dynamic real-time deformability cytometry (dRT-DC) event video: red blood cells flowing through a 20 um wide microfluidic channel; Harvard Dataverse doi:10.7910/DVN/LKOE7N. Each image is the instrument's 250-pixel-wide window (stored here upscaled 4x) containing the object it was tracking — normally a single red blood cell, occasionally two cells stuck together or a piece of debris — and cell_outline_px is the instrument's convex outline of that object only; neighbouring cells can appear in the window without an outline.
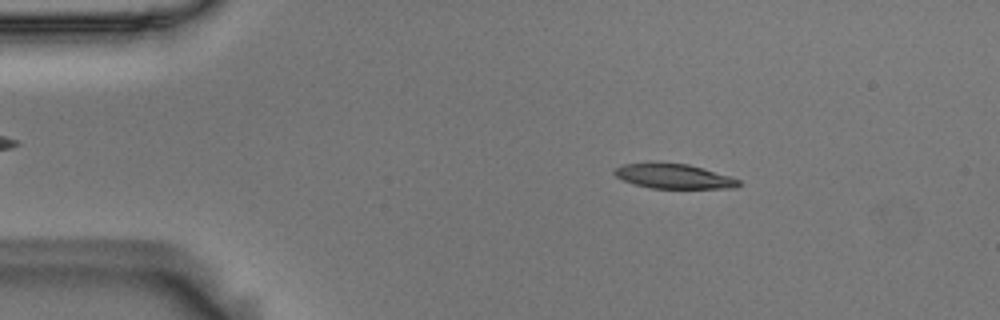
{"species": "Egyptian fruit bat (a non-hibernating species)", "species_latin": "Rousettus aegyptiacus", "temperature_condition": "room temperature", "stored_images_in_passage": 53, "camera_frame_rate_fps": 3000, "um_per_image_px": 0.085, "animal": {"sex": "male"}, "frame": {"image": 1, "passage_image": 8, "time_ms": 2.333, "image_size_px": [1000, 320], "cell_outline_px": [[740, 184], [736, 188], [648, 188], [624, 180], [616, 176], [612, 172], [616, 168], [624, 164], [688, 164], [728, 176], [740, 180]], "centroid_in_image_um": [57.28, 15.01], "position_along_channel_um": 27.7, "area_um2": 17.22}}
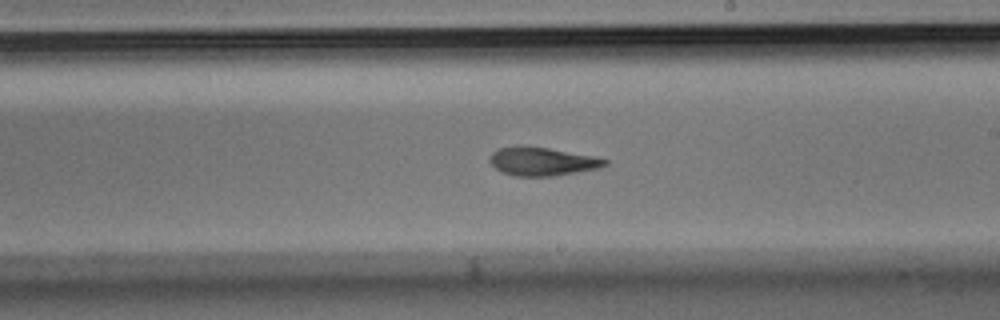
{"frame": {"image": 2, "passage_image": 30, "time_ms": 9.667, "image_size_px": [1000, 320], "cell_outline_px": [[608, 164], [600, 168], [552, 176], [512, 176], [500, 172], [488, 160], [488, 156], [492, 152], [500, 148], [516, 144], [548, 148], [592, 156], [608, 160]], "centroid_in_image_um": [46.02, 13.71], "position_along_channel_um": 243.0, "area_um2": 19.25}}
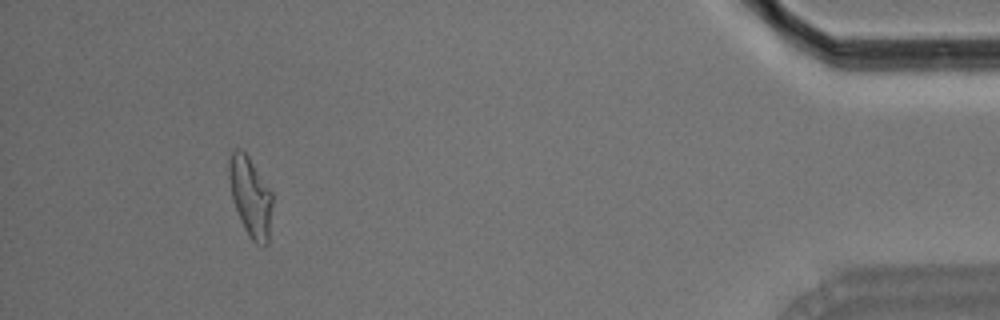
{"frame": {"image": 3, "passage_image": 49, "time_ms": 16.0, "image_size_px": [1000, 320], "cell_outline_px": [[272, 204], [268, 244], [256, 244], [248, 236], [240, 220], [232, 200], [228, 176], [228, 160], [232, 152], [236, 148], [240, 148], [248, 156], [272, 192]], "centroid_in_image_um": [21.27, 16.72], "position_along_channel_um": 413.9, "area_um2": 20.17}, "authors_computed_cell_mechanics": {"area_um2": 19.1896, "velocity_mm_per_s": 3.7105, "shape_relaxation_time_tau1_ms": 6.9177, "shape_relaxation_time_tau2_ms": 4.1789, "deformation_change_tau1": 0.1999, "deformation_change_tau2": 0.1368}}